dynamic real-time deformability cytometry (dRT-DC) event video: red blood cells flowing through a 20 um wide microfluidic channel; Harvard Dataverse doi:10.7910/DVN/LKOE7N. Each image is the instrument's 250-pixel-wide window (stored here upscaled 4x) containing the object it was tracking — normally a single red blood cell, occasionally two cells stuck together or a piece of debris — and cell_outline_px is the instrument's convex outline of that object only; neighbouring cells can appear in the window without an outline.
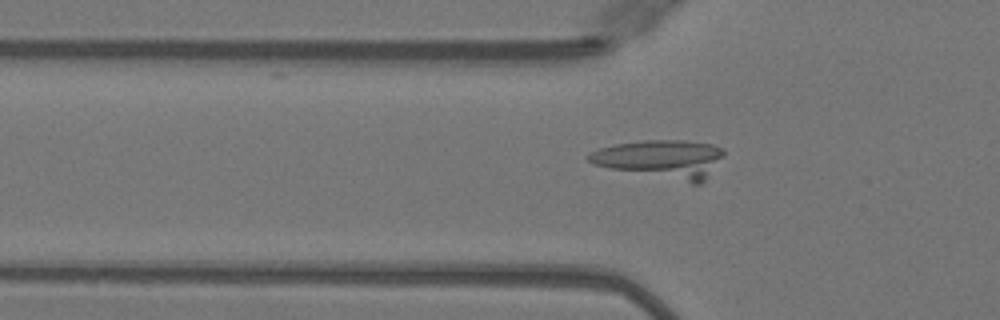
{"species": "Egyptian fruit bat (a non-hibernating species)", "species_latin": "Rousettus aegyptiacus", "temperature_condition": "warm", "stored_images_in_passage": 44, "camera_frame_rate_fps": 3000, "um_per_image_px": 0.085, "animal": {"sex": "female"}, "frame": {"image": 1, "passage_image": 10, "time_ms": 3.0, "image_size_px": [1000, 320], "cell_outline_px": [[724, 156], [704, 180], [700, 184], [692, 184], [592, 164], [588, 160], [588, 152], [600, 148], [616, 144], [644, 140], [684, 140], [712, 144], [724, 148]], "centroid_in_image_um": [56.24, 13.51], "position_along_channel_um": 69.6, "area_um2": 30.11}}